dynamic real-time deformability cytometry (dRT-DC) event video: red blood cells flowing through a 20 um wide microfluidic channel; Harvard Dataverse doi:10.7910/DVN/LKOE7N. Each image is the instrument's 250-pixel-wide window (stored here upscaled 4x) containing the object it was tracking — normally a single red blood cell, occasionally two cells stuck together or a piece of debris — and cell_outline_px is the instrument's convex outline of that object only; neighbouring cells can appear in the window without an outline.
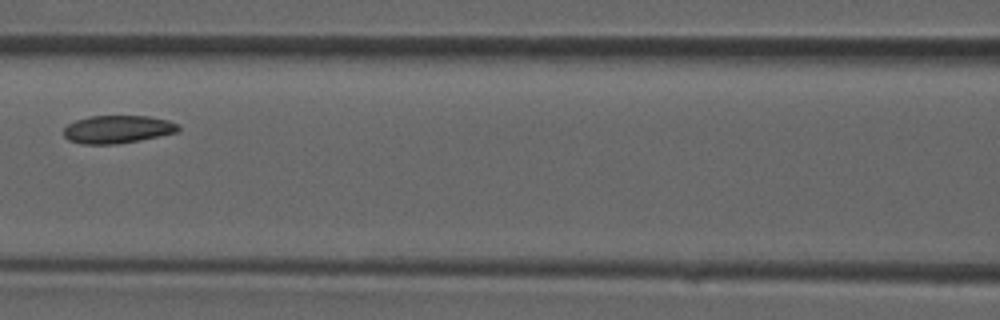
{"species": "common noctule bat (a hibernating species)", "species_latin": "Nyctalus noctula", "temperature_condition": "room temperature", "stored_images_in_passage": 23, "camera_frame_rate_fps": 3000, "um_per_image_px": 0.085, "animal": {"sex": "male", "forearm_length_mm": 52.5}, "frame": {"image": 1, "passage_image": 10, "time_ms": 3.0, "image_size_px": [1000, 320], "cell_outline_px": [[180, 128], [176, 132], [116, 144], [84, 144], [68, 140], [64, 136], [64, 128], [68, 124], [76, 120], [88, 116], [148, 116], [168, 120], [180, 124]], "centroid_in_image_um": [9.96, 10.98], "position_along_channel_um": 156.6, "area_um2": 18.44}}
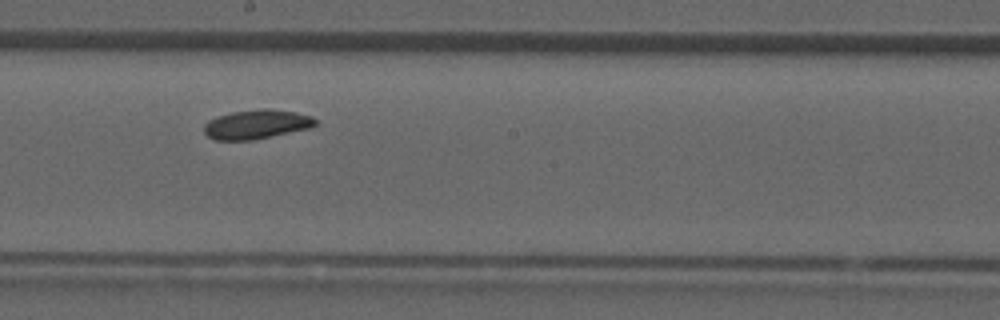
{"frame": {"image": 2, "passage_image": 14, "time_ms": 4.333, "image_size_px": [1000, 320], "cell_outline_px": [[316, 124], [308, 128], [252, 140], [216, 140], [208, 136], [204, 132], [204, 124], [208, 120], [216, 116], [232, 112], [260, 108], [268, 108], [296, 112], [312, 116], [316, 120]], "centroid_in_image_um": [21.77, 10.55], "position_along_channel_um": 226.4, "area_um2": 18.9}}